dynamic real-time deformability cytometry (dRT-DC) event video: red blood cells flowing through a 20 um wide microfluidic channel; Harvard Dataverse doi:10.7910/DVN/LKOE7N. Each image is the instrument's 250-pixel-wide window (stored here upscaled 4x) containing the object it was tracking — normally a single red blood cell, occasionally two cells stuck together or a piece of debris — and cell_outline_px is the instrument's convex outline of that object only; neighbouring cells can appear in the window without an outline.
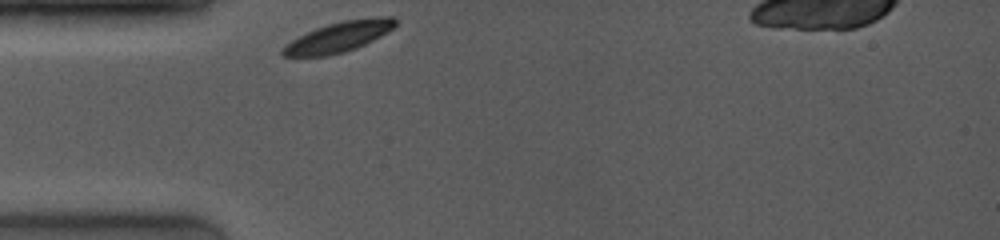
{"species": "common noctule bat (a hibernating species)", "species_latin": "Nyctalus noctula", "temperature_condition": "room temperature", "stored_images_in_passage": 1, "camera_frame_rate_fps": 4000, "um_per_image_px": 0.085, "animal": {"sex": "female", "body_mass_g": 19.0, "forearm_length_mm": 53.3}, "frame": {"image": 1, "passage_image": 1, "time_ms": 0.0, "image_size_px": [1000, 240], "cell_outline_px": [[396, 24], [388, 32], [356, 48], [344, 52], [328, 56], [280, 56], [280, 48], [292, 40], [316, 28], [328, 24], [344, 20], [376, 16], [392, 16], [396, 20]], "centroid_in_image_um": [28.78, 3.13], "position_along_channel_um": 56.2, "area_um2": 19.83}}